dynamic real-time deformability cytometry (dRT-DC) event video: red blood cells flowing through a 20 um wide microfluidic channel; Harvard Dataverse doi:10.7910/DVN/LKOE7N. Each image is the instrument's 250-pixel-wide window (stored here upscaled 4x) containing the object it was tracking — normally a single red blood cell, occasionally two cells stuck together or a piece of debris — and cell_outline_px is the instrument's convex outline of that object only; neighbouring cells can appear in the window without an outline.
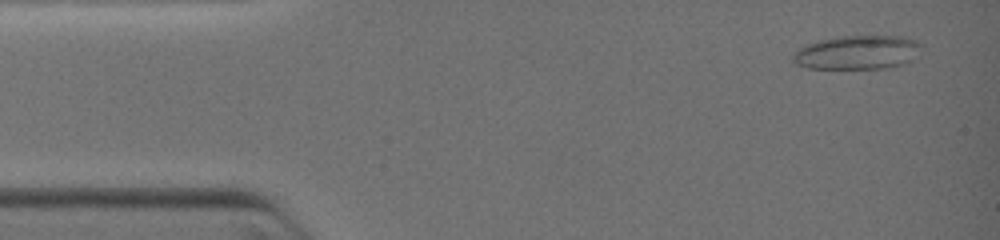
{"species": "common noctule bat (a hibernating species)", "species_latin": "Nyctalus noctula", "temperature_condition": "warm", "stored_images_in_passage": 22, "camera_frame_rate_fps": 3000, "um_per_image_px": 0.085, "animal": {"sex": "female", "body_mass_g": 19.0, "forearm_length_mm": 51.5}, "frame": {"image": 1, "passage_image": 2, "time_ms": 0.333, "image_size_px": [1000, 240], "cell_outline_px": [[924, 44], [912, 60], [904, 64], [888, 68], [808, 68], [796, 64], [792, 60], [792, 52], [804, 44], [816, 40], [836, 36], [904, 36], [916, 40]], "centroid_in_image_um": [72.86, 4.44], "position_along_channel_um": 12.1, "area_um2": 25.84}}